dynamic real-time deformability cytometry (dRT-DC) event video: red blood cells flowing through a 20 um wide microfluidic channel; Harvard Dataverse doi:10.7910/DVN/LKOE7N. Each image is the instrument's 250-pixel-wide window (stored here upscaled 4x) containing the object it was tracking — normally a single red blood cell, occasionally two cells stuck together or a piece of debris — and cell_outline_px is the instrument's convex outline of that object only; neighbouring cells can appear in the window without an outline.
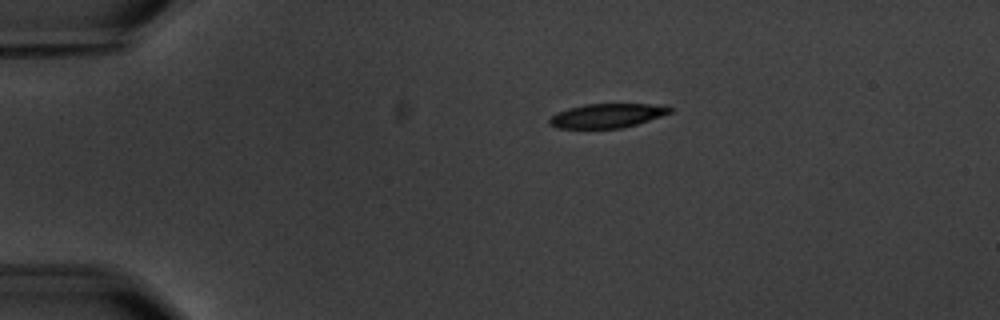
{"species": "common noctule bat (a hibernating species)", "species_latin": "Nyctalus noctula", "temperature_condition": "warm", "stored_images_in_passage": 6, "camera_frame_rate_fps": 3000, "um_per_image_px": 0.085, "animal": {"sex": "male", "body_mass_g": 20.1, "forearm_length_mm": 53.5}, "frame": {"image": 1, "passage_image": 1, "time_ms": 0.0, "image_size_px": [1000, 320], "cell_outline_px": [[672, 112], [636, 124], [620, 128], [556, 128], [548, 124], [548, 120], [556, 112], [568, 108], [584, 104], [652, 104], [672, 108]], "centroid_in_image_um": [51.53, 9.83], "position_along_channel_um": 33.5, "area_um2": 16.82}}
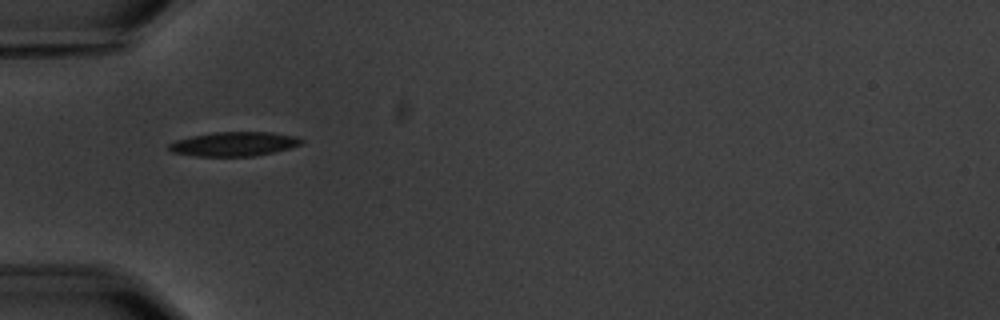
{"frame": {"image": 2, "passage_image": 3, "time_ms": 2.333, "image_size_px": [1000, 320], "cell_outline_px": [[304, 140], [300, 144], [288, 148], [256, 156], [196, 156], [172, 152], [168, 148], [168, 144], [176, 140], [192, 136], [212, 132], [272, 132], [296, 136]], "centroid_in_image_um": [19.88, 12.23], "position_along_channel_um": 65.1, "area_um2": 18.61}}